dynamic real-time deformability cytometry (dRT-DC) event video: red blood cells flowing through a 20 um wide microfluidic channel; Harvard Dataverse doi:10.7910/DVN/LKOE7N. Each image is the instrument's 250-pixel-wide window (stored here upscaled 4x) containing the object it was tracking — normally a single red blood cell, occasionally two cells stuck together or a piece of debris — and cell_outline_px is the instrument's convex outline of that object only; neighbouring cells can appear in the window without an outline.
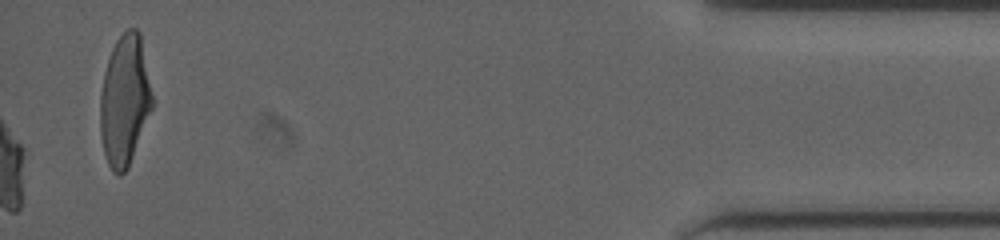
{"species": "human", "species_latin": "Homo sapiens", "temperature_condition": "cold", "stored_images_in_passage": 40, "camera_frame_rate_fps": 3000, "um_per_image_px": 0.085, "donor": {"sex": "male"}, "frame": {"image": 1, "passage_image": 40, "time_ms": 11.667, "image_size_px": [1000, 240], "cell_outline_px": [[152, 108], [128, 168], [120, 176], [112, 172], [108, 164], [104, 152], [100, 132], [100, 96], [104, 72], [112, 48], [116, 40], [128, 28], [136, 28], [140, 32], [152, 96]], "centroid_in_image_um": [10.58, 8.55], "position_along_channel_um": 424.6, "area_um2": 39.3}}